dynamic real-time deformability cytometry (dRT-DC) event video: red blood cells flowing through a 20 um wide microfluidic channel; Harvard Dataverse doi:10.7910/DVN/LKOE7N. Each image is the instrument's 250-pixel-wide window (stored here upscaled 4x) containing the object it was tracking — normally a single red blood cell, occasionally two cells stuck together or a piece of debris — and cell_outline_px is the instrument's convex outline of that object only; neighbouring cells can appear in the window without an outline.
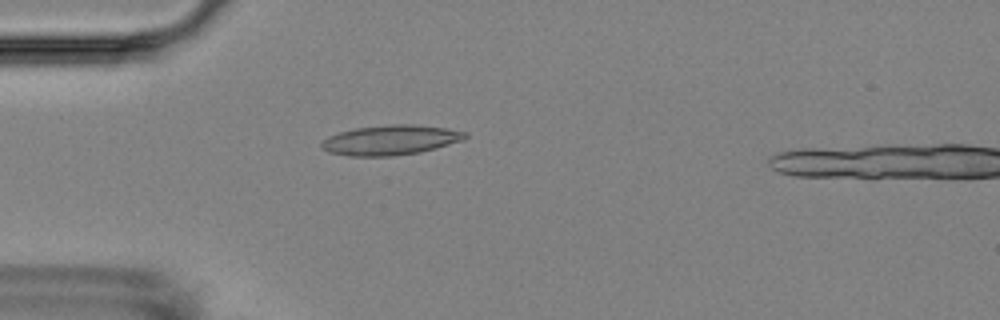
{"species": "Egyptian fruit bat (a non-hibernating species)", "species_latin": "Rousettus aegyptiacus", "temperature_condition": "room temperature", "stored_images_in_passage": 5, "camera_frame_rate_fps": 3000, "um_per_image_px": 0.085, "animal": {"sex": "female"}, "frame": {"image": 1, "passage_image": 4, "time_ms": 3.667, "image_size_px": [1000, 320], "cell_outline_px": [[468, 136], [464, 140], [436, 148], [420, 152], [392, 156], [348, 156], [332, 152], [324, 148], [320, 144], [328, 136], [340, 132], [356, 128], [388, 124], [412, 124], [444, 128], [468, 132]], "centroid_in_image_um": [33.24, 11.9], "position_along_channel_um": 51.8, "area_um2": 24.85}}